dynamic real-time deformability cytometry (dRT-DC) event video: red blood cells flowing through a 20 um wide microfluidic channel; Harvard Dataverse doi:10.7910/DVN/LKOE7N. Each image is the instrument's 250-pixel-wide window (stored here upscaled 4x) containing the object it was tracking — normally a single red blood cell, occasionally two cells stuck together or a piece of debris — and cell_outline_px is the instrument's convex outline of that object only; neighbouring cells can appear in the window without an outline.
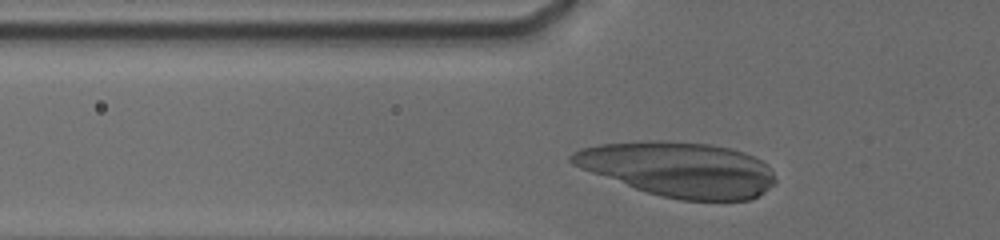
{"species": "human", "species_latin": "Homo sapiens", "temperature_condition": "cold", "stored_images_in_passage": 12, "camera_frame_rate_fps": 3000, "um_per_image_px": 0.085, "donor": {"sex": "male"}, "frame": {"image": 1, "passage_image": 3, "time_ms": 0.667, "image_size_px": [1000, 240], "cell_outline_px": [[776, 180], [768, 188], [756, 196], [748, 200], [680, 200], [660, 196], [636, 188], [580, 168], [572, 164], [568, 160], [568, 156], [572, 152], [580, 148], [600, 144], [648, 140], [668, 140], [708, 144], [732, 148], [756, 156], [768, 164], [772, 168]], "centroid_in_image_um": [57.7, 14.37], "position_along_channel_um": 68.1, "area_um2": 65.08}}
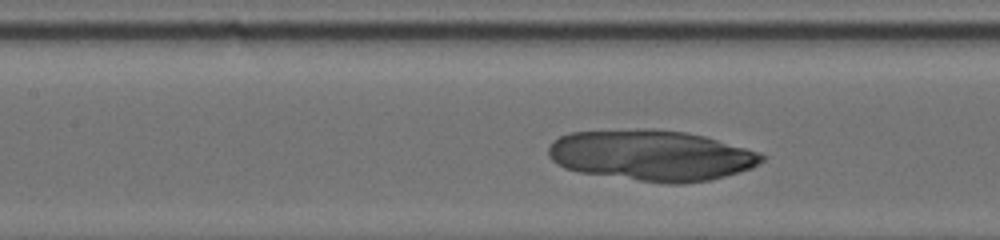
{"frame": {"image": 2, "passage_image": 8, "time_ms": 3.0, "image_size_px": [1000, 240], "cell_outline_px": [[764, 160], [760, 164], [752, 168], [740, 172], [708, 180], [684, 184], [668, 184], [580, 172], [564, 168], [556, 164], [548, 156], [548, 148], [552, 140], [560, 136], [572, 132], [636, 128], [656, 128], [684, 132], [704, 136], [760, 152], [764, 156]], "centroid_in_image_um": [55.36, 13.2], "position_along_channel_um": 152.0, "area_um2": 63.46}}
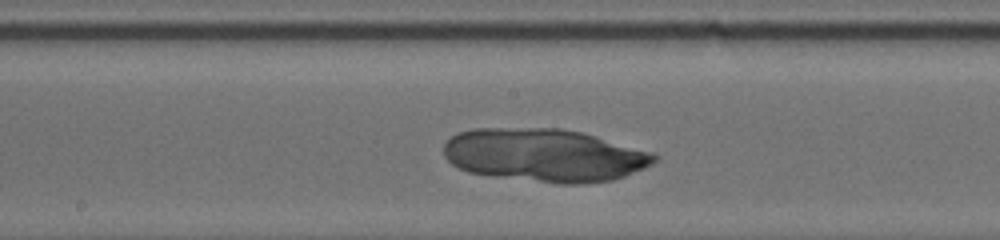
{"frame": {"image": 3, "passage_image": 11, "time_ms": 4.333, "image_size_px": [1000, 240], "cell_outline_px": [[656, 160], [652, 164], [644, 168], [624, 176], [612, 180], [584, 184], [560, 184], [492, 176], [468, 172], [452, 164], [444, 156], [444, 140], [460, 132], [476, 128], [560, 128], [580, 132], [596, 136], [652, 152], [656, 156]], "centroid_in_image_um": [46.25, 13.19], "position_along_channel_um": 201.9, "area_um2": 65.14}}